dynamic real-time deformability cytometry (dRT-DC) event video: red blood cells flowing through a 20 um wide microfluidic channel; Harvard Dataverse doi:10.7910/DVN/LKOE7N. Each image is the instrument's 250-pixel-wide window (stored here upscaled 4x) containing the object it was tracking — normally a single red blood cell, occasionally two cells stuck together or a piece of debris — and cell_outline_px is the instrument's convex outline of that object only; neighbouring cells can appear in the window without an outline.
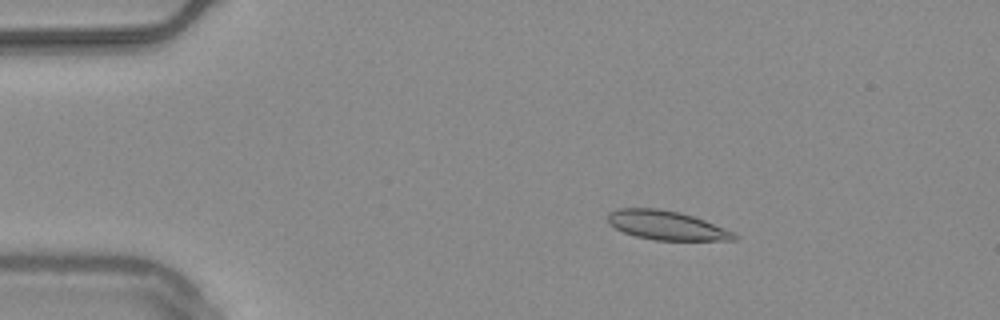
{"species": "common noctule bat (a hibernating species)", "species_latin": "Nyctalus noctula", "temperature_condition": "warm", "stored_images_in_passage": 53, "camera_frame_rate_fps": 3000, "um_per_image_px": 0.085, "animal": {"sex": "male", "body_mass_g": 20.4}, "frame": {"image": 1, "passage_image": 9, "time_ms": 2.667, "image_size_px": [1000, 320], "cell_outline_px": [[740, 236], [736, 240], [656, 240], [636, 236], [624, 232], [608, 224], [608, 212], [616, 208], [656, 208], [680, 212], [704, 220], [736, 232]], "centroid_in_image_um": [56.67, 19.15], "position_along_channel_um": 28.3, "area_um2": 21.5}}
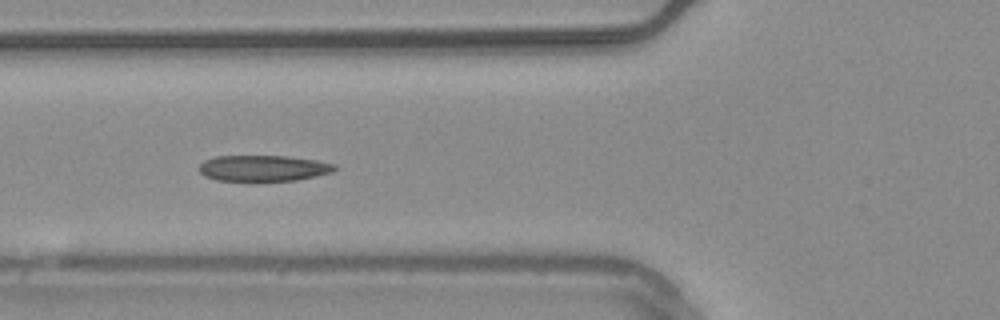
{"frame": {"image": 2, "passage_image": 20, "time_ms": 6.333, "image_size_px": [1000, 320], "cell_outline_px": [[336, 168], [332, 172], [316, 176], [296, 180], [256, 184], [216, 180], [204, 176], [200, 172], [200, 164], [204, 160], [216, 156], [284, 156], [316, 160], [336, 164]], "centroid_in_image_um": [22.35, 14.35], "position_along_channel_um": 103.5, "area_um2": 21.44}}
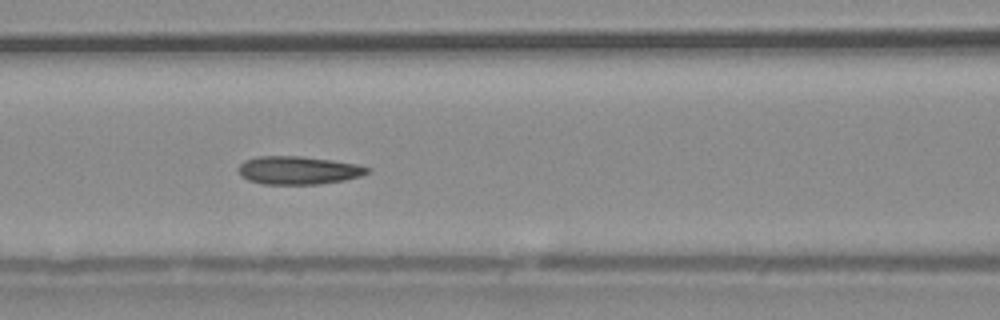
{"frame": {"image": 3, "passage_image": 23, "time_ms": 7.333, "image_size_px": [1000, 320], "cell_outline_px": [[372, 168], [368, 172], [360, 176], [344, 180], [320, 184], [264, 184], [248, 180], [236, 168], [244, 160], [256, 156], [300, 156], [332, 160], [356, 164]], "centroid_in_image_um": [25.35, 14.47], "position_along_channel_um": 141.2, "area_um2": 21.1}, "authors_computed_cell_mechanics": {"area_um2": 21.097, "velocity_mm_per_s": 3.7421, "shape_relaxation_time_tau1_ms": 5.371, "shape_relaxation_time_tau2_ms": 1.8825, "deformation_change_tau1": 0.1484, "deformation_change_tau2": 0.0969}}